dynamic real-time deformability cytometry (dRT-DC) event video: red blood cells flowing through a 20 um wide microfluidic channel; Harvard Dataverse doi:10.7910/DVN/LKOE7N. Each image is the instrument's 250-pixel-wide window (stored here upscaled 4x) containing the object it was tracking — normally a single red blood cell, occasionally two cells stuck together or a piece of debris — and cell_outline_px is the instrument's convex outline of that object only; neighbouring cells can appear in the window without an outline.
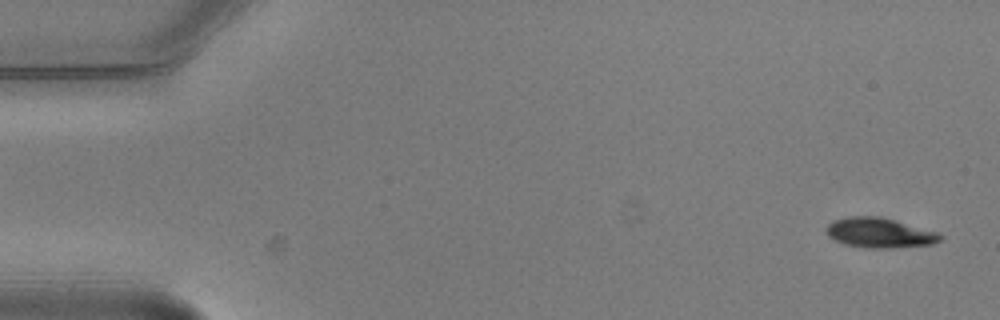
{"species": "common noctule bat (a hibernating species)", "species_latin": "Nyctalus noctula", "temperature_condition": "warm", "stored_images_in_passage": 7, "camera_frame_rate_fps": 3000, "um_per_image_px": 0.085, "animal": {"sex": "male", "body_mass_g": 20.5, "forearm_length_mm": 52.5}, "frame": {"image": 1, "passage_image": 1, "time_ms": 0.0, "image_size_px": [1000, 320], "cell_outline_px": [[944, 236], [940, 240], [932, 244], [896, 248], [864, 248], [844, 244], [828, 236], [824, 228], [832, 220], [848, 216], [880, 216], [936, 232]], "centroid_in_image_um": [74.71, 19.79], "position_along_channel_um": 10.3, "area_um2": 19.94}}
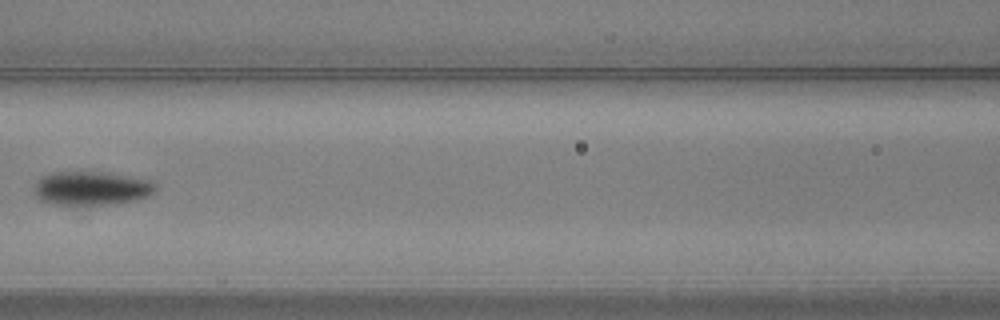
{"frame": {"image": 2, "passage_image": 6, "time_ms": 1.667, "image_size_px": [1000, 320], "cell_outline_px": [[156, 192], [148, 196], [136, 200], [108, 204], [52, 204], [40, 200], [36, 196], [36, 180], [40, 176], [52, 172], [104, 172], [152, 180], [156, 184]], "centroid_in_image_um": [7.79, 15.99], "position_along_channel_um": 158.8, "area_um2": 23.87}}
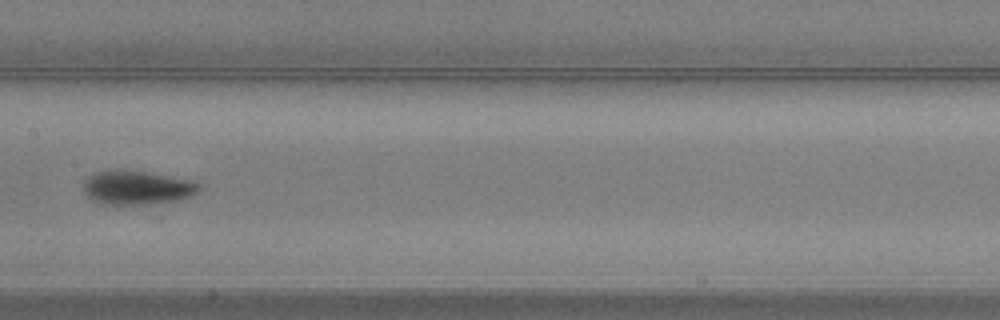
{"frame": {"image": 3, "passage_image": 7, "time_ms": 2.0, "image_size_px": [1000, 320], "cell_outline_px": [[200, 192], [192, 196], [180, 200], [144, 204], [104, 204], [92, 200], [84, 192], [84, 180], [88, 176], [96, 172], [108, 168], [120, 168], [192, 180], [200, 184]], "centroid_in_image_um": [11.63, 15.92], "position_along_channel_um": 195.8, "area_um2": 23.18}}